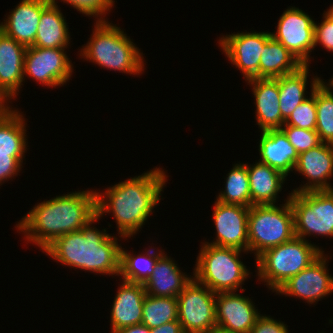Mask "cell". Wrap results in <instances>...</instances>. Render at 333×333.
I'll return each instance as SVG.
<instances>
[{"label":"cell","mask_w":333,"mask_h":333,"mask_svg":"<svg viewBox=\"0 0 333 333\" xmlns=\"http://www.w3.org/2000/svg\"><path fill=\"white\" fill-rule=\"evenodd\" d=\"M259 161L281 172L284 176L293 172L298 153L281 129L261 131Z\"/></svg>","instance_id":"21"},{"label":"cell","mask_w":333,"mask_h":333,"mask_svg":"<svg viewBox=\"0 0 333 333\" xmlns=\"http://www.w3.org/2000/svg\"><path fill=\"white\" fill-rule=\"evenodd\" d=\"M96 215V190H80L38 203L15 228L24 233L28 243L44 250L56 238L81 230Z\"/></svg>","instance_id":"2"},{"label":"cell","mask_w":333,"mask_h":333,"mask_svg":"<svg viewBox=\"0 0 333 333\" xmlns=\"http://www.w3.org/2000/svg\"><path fill=\"white\" fill-rule=\"evenodd\" d=\"M328 255L324 252L308 267L289 278L275 292L276 294L299 297L308 304H315L333 293V276L329 275ZM327 261V262H326Z\"/></svg>","instance_id":"12"},{"label":"cell","mask_w":333,"mask_h":333,"mask_svg":"<svg viewBox=\"0 0 333 333\" xmlns=\"http://www.w3.org/2000/svg\"><path fill=\"white\" fill-rule=\"evenodd\" d=\"M225 189L220 191L217 201L251 207L250 183L247 164L237 163L228 173L225 180Z\"/></svg>","instance_id":"30"},{"label":"cell","mask_w":333,"mask_h":333,"mask_svg":"<svg viewBox=\"0 0 333 333\" xmlns=\"http://www.w3.org/2000/svg\"><path fill=\"white\" fill-rule=\"evenodd\" d=\"M23 115L9 105L0 108V154L25 156L28 142Z\"/></svg>","instance_id":"24"},{"label":"cell","mask_w":333,"mask_h":333,"mask_svg":"<svg viewBox=\"0 0 333 333\" xmlns=\"http://www.w3.org/2000/svg\"><path fill=\"white\" fill-rule=\"evenodd\" d=\"M147 250L141 254H132L125 251L122 246L120 248V274L122 280L142 283L153 274L155 263L158 257L163 253L162 249H156L157 251ZM137 255V256H136Z\"/></svg>","instance_id":"29"},{"label":"cell","mask_w":333,"mask_h":333,"mask_svg":"<svg viewBox=\"0 0 333 333\" xmlns=\"http://www.w3.org/2000/svg\"><path fill=\"white\" fill-rule=\"evenodd\" d=\"M311 94L315 97L316 132L323 143L333 145V87L320 77L311 79Z\"/></svg>","instance_id":"28"},{"label":"cell","mask_w":333,"mask_h":333,"mask_svg":"<svg viewBox=\"0 0 333 333\" xmlns=\"http://www.w3.org/2000/svg\"><path fill=\"white\" fill-rule=\"evenodd\" d=\"M330 17L333 18V5L331 7H329V9L327 11H325Z\"/></svg>","instance_id":"40"},{"label":"cell","mask_w":333,"mask_h":333,"mask_svg":"<svg viewBox=\"0 0 333 333\" xmlns=\"http://www.w3.org/2000/svg\"><path fill=\"white\" fill-rule=\"evenodd\" d=\"M66 49L27 47L24 57V76L31 77L48 88L64 86L71 79L74 69Z\"/></svg>","instance_id":"10"},{"label":"cell","mask_w":333,"mask_h":333,"mask_svg":"<svg viewBox=\"0 0 333 333\" xmlns=\"http://www.w3.org/2000/svg\"><path fill=\"white\" fill-rule=\"evenodd\" d=\"M323 252L322 248L295 236L288 242L265 250L255 259L258 280L266 282L267 288L275 292Z\"/></svg>","instance_id":"6"},{"label":"cell","mask_w":333,"mask_h":333,"mask_svg":"<svg viewBox=\"0 0 333 333\" xmlns=\"http://www.w3.org/2000/svg\"><path fill=\"white\" fill-rule=\"evenodd\" d=\"M214 333H227V332H223V331H220V330H216Z\"/></svg>","instance_id":"41"},{"label":"cell","mask_w":333,"mask_h":333,"mask_svg":"<svg viewBox=\"0 0 333 333\" xmlns=\"http://www.w3.org/2000/svg\"><path fill=\"white\" fill-rule=\"evenodd\" d=\"M281 130L287 136L289 142L298 154L308 151L322 143L318 133L314 130L289 125H283Z\"/></svg>","instance_id":"33"},{"label":"cell","mask_w":333,"mask_h":333,"mask_svg":"<svg viewBox=\"0 0 333 333\" xmlns=\"http://www.w3.org/2000/svg\"><path fill=\"white\" fill-rule=\"evenodd\" d=\"M247 164L250 183L251 206L276 205L279 192L285 183L286 176L260 161ZM278 196V197H277Z\"/></svg>","instance_id":"23"},{"label":"cell","mask_w":333,"mask_h":333,"mask_svg":"<svg viewBox=\"0 0 333 333\" xmlns=\"http://www.w3.org/2000/svg\"><path fill=\"white\" fill-rule=\"evenodd\" d=\"M114 333H151V329L141 323L121 328Z\"/></svg>","instance_id":"39"},{"label":"cell","mask_w":333,"mask_h":333,"mask_svg":"<svg viewBox=\"0 0 333 333\" xmlns=\"http://www.w3.org/2000/svg\"><path fill=\"white\" fill-rule=\"evenodd\" d=\"M298 238L322 235L333 237V190L289 193Z\"/></svg>","instance_id":"8"},{"label":"cell","mask_w":333,"mask_h":333,"mask_svg":"<svg viewBox=\"0 0 333 333\" xmlns=\"http://www.w3.org/2000/svg\"><path fill=\"white\" fill-rule=\"evenodd\" d=\"M315 21L303 10L289 7L280 16L277 31L271 36L279 41L302 64L309 65L314 45Z\"/></svg>","instance_id":"11"},{"label":"cell","mask_w":333,"mask_h":333,"mask_svg":"<svg viewBox=\"0 0 333 333\" xmlns=\"http://www.w3.org/2000/svg\"><path fill=\"white\" fill-rule=\"evenodd\" d=\"M216 293L194 278L177 296L178 321L184 333H214L217 330Z\"/></svg>","instance_id":"9"},{"label":"cell","mask_w":333,"mask_h":333,"mask_svg":"<svg viewBox=\"0 0 333 333\" xmlns=\"http://www.w3.org/2000/svg\"><path fill=\"white\" fill-rule=\"evenodd\" d=\"M49 0H22L0 23V30L26 47L33 46L42 11Z\"/></svg>","instance_id":"18"},{"label":"cell","mask_w":333,"mask_h":333,"mask_svg":"<svg viewBox=\"0 0 333 333\" xmlns=\"http://www.w3.org/2000/svg\"><path fill=\"white\" fill-rule=\"evenodd\" d=\"M26 49V46L0 30V102L5 106L18 95L25 80Z\"/></svg>","instance_id":"17"},{"label":"cell","mask_w":333,"mask_h":333,"mask_svg":"<svg viewBox=\"0 0 333 333\" xmlns=\"http://www.w3.org/2000/svg\"><path fill=\"white\" fill-rule=\"evenodd\" d=\"M215 309L217 330L227 333H250L262 315L248 296L236 291L216 293Z\"/></svg>","instance_id":"15"},{"label":"cell","mask_w":333,"mask_h":333,"mask_svg":"<svg viewBox=\"0 0 333 333\" xmlns=\"http://www.w3.org/2000/svg\"><path fill=\"white\" fill-rule=\"evenodd\" d=\"M250 207L225 204L215 201L213 221L216 238L212 242H204L220 247H232L249 253L248 215Z\"/></svg>","instance_id":"14"},{"label":"cell","mask_w":333,"mask_h":333,"mask_svg":"<svg viewBox=\"0 0 333 333\" xmlns=\"http://www.w3.org/2000/svg\"><path fill=\"white\" fill-rule=\"evenodd\" d=\"M284 204L253 205L248 215L249 252L257 258L265 250L295 237L294 216L289 198Z\"/></svg>","instance_id":"7"},{"label":"cell","mask_w":333,"mask_h":333,"mask_svg":"<svg viewBox=\"0 0 333 333\" xmlns=\"http://www.w3.org/2000/svg\"><path fill=\"white\" fill-rule=\"evenodd\" d=\"M294 170L309 181L293 193L306 191L333 190L330 179L333 177V145L321 143L308 151L298 154ZM329 180V181H328Z\"/></svg>","instance_id":"16"},{"label":"cell","mask_w":333,"mask_h":333,"mask_svg":"<svg viewBox=\"0 0 333 333\" xmlns=\"http://www.w3.org/2000/svg\"><path fill=\"white\" fill-rule=\"evenodd\" d=\"M309 95V98L295 108L284 125L316 131L317 112L315 97L312 94Z\"/></svg>","instance_id":"32"},{"label":"cell","mask_w":333,"mask_h":333,"mask_svg":"<svg viewBox=\"0 0 333 333\" xmlns=\"http://www.w3.org/2000/svg\"><path fill=\"white\" fill-rule=\"evenodd\" d=\"M98 219L100 217L96 215L81 230L56 238L43 250L44 253L65 266L119 276L121 246L118 238L111 236L106 229L101 231L92 226Z\"/></svg>","instance_id":"3"},{"label":"cell","mask_w":333,"mask_h":333,"mask_svg":"<svg viewBox=\"0 0 333 333\" xmlns=\"http://www.w3.org/2000/svg\"><path fill=\"white\" fill-rule=\"evenodd\" d=\"M151 333H184L182 325L178 320L165 323L159 327L152 328Z\"/></svg>","instance_id":"38"},{"label":"cell","mask_w":333,"mask_h":333,"mask_svg":"<svg viewBox=\"0 0 333 333\" xmlns=\"http://www.w3.org/2000/svg\"><path fill=\"white\" fill-rule=\"evenodd\" d=\"M175 320H178L177 298L146 294L142 324L152 329Z\"/></svg>","instance_id":"31"},{"label":"cell","mask_w":333,"mask_h":333,"mask_svg":"<svg viewBox=\"0 0 333 333\" xmlns=\"http://www.w3.org/2000/svg\"><path fill=\"white\" fill-rule=\"evenodd\" d=\"M288 325L277 321L270 316L261 315L255 325L251 328L250 333H289Z\"/></svg>","instance_id":"37"},{"label":"cell","mask_w":333,"mask_h":333,"mask_svg":"<svg viewBox=\"0 0 333 333\" xmlns=\"http://www.w3.org/2000/svg\"><path fill=\"white\" fill-rule=\"evenodd\" d=\"M146 291L142 283L122 280L111 309V333L142 323Z\"/></svg>","instance_id":"20"},{"label":"cell","mask_w":333,"mask_h":333,"mask_svg":"<svg viewBox=\"0 0 333 333\" xmlns=\"http://www.w3.org/2000/svg\"><path fill=\"white\" fill-rule=\"evenodd\" d=\"M309 66L303 65L294 73L277 77L280 111L284 121L288 119L299 104L308 98L305 94H307Z\"/></svg>","instance_id":"27"},{"label":"cell","mask_w":333,"mask_h":333,"mask_svg":"<svg viewBox=\"0 0 333 333\" xmlns=\"http://www.w3.org/2000/svg\"><path fill=\"white\" fill-rule=\"evenodd\" d=\"M271 32H241L219 38L228 60L243 74L245 81L259 78L260 57Z\"/></svg>","instance_id":"13"},{"label":"cell","mask_w":333,"mask_h":333,"mask_svg":"<svg viewBox=\"0 0 333 333\" xmlns=\"http://www.w3.org/2000/svg\"><path fill=\"white\" fill-rule=\"evenodd\" d=\"M303 66L279 41L270 36L263 47L259 78H277L296 72Z\"/></svg>","instance_id":"26"},{"label":"cell","mask_w":333,"mask_h":333,"mask_svg":"<svg viewBox=\"0 0 333 333\" xmlns=\"http://www.w3.org/2000/svg\"><path fill=\"white\" fill-rule=\"evenodd\" d=\"M193 276L183 273L174 260L163 253L158 257L153 274L143 284L146 294L177 298Z\"/></svg>","instance_id":"22"},{"label":"cell","mask_w":333,"mask_h":333,"mask_svg":"<svg viewBox=\"0 0 333 333\" xmlns=\"http://www.w3.org/2000/svg\"><path fill=\"white\" fill-rule=\"evenodd\" d=\"M59 6L49 4L41 13L33 46L40 48H68L70 33Z\"/></svg>","instance_id":"25"},{"label":"cell","mask_w":333,"mask_h":333,"mask_svg":"<svg viewBox=\"0 0 333 333\" xmlns=\"http://www.w3.org/2000/svg\"><path fill=\"white\" fill-rule=\"evenodd\" d=\"M25 156H8L0 154V184L14 178L20 172Z\"/></svg>","instance_id":"36"},{"label":"cell","mask_w":333,"mask_h":333,"mask_svg":"<svg viewBox=\"0 0 333 333\" xmlns=\"http://www.w3.org/2000/svg\"><path fill=\"white\" fill-rule=\"evenodd\" d=\"M242 251L203 242L196 258L193 278L214 293L244 291L242 284L251 273L240 260Z\"/></svg>","instance_id":"5"},{"label":"cell","mask_w":333,"mask_h":333,"mask_svg":"<svg viewBox=\"0 0 333 333\" xmlns=\"http://www.w3.org/2000/svg\"><path fill=\"white\" fill-rule=\"evenodd\" d=\"M63 3H67L72 6L74 9H77L85 16H95L97 20L95 21H108L105 19L107 12L112 9L114 5V0H61ZM49 2L53 5L57 6L56 0H49ZM104 16V17H103ZM99 17V18H98Z\"/></svg>","instance_id":"34"},{"label":"cell","mask_w":333,"mask_h":333,"mask_svg":"<svg viewBox=\"0 0 333 333\" xmlns=\"http://www.w3.org/2000/svg\"><path fill=\"white\" fill-rule=\"evenodd\" d=\"M167 177L163 169L156 167L116 183L105 192H96L97 215L101 218L106 213H113L119 237H133L158 205Z\"/></svg>","instance_id":"1"},{"label":"cell","mask_w":333,"mask_h":333,"mask_svg":"<svg viewBox=\"0 0 333 333\" xmlns=\"http://www.w3.org/2000/svg\"><path fill=\"white\" fill-rule=\"evenodd\" d=\"M329 83H330L331 86L333 87V78H331V80H329Z\"/></svg>","instance_id":"42"},{"label":"cell","mask_w":333,"mask_h":333,"mask_svg":"<svg viewBox=\"0 0 333 333\" xmlns=\"http://www.w3.org/2000/svg\"><path fill=\"white\" fill-rule=\"evenodd\" d=\"M94 24L90 40L80 50V58L110 71L141 75L144 72L143 53L130 37L109 21H96Z\"/></svg>","instance_id":"4"},{"label":"cell","mask_w":333,"mask_h":333,"mask_svg":"<svg viewBox=\"0 0 333 333\" xmlns=\"http://www.w3.org/2000/svg\"><path fill=\"white\" fill-rule=\"evenodd\" d=\"M320 44L327 51L333 52V18L325 11L323 13V21L314 24V45Z\"/></svg>","instance_id":"35"},{"label":"cell","mask_w":333,"mask_h":333,"mask_svg":"<svg viewBox=\"0 0 333 333\" xmlns=\"http://www.w3.org/2000/svg\"><path fill=\"white\" fill-rule=\"evenodd\" d=\"M255 97V116L260 130L281 129L285 121L280 111L277 78H253L247 80Z\"/></svg>","instance_id":"19"}]
</instances>
